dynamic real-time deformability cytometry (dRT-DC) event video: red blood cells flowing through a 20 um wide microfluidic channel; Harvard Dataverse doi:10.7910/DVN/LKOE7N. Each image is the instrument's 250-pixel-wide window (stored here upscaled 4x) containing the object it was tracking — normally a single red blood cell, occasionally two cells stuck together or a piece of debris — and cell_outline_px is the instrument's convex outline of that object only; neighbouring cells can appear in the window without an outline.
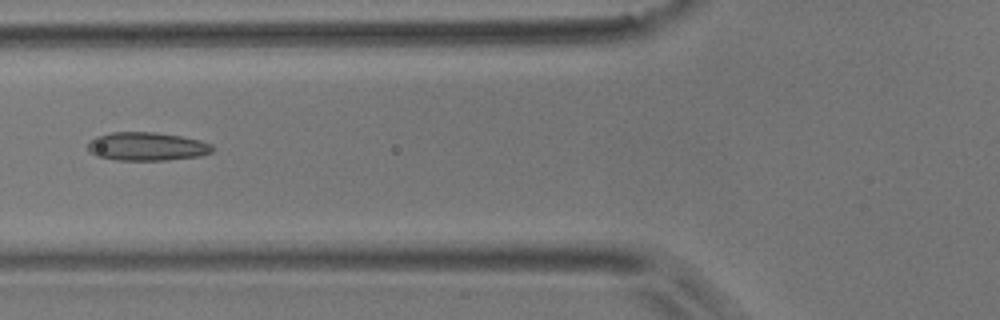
{"species": "common noctule bat (a hibernating species)", "species_latin": "Nyctalus noctula", "temperature_condition": "room temperature", "stored_images_in_passage": 8, "camera_frame_rate_fps": 3000, "um_per_image_px": 0.085, "animal": {"sex": "male", "body_mass_g": 17.9}, "frame": {"image": 1, "passage_image": 5, "time_ms": 5.667, "image_size_px": [1000, 320], "cell_outline_px": [[216, 148], [212, 152], [200, 156], [168, 160], [116, 160], [96, 156], [88, 152], [88, 144], [96, 136], [112, 132], [156, 132], [180, 136], [200, 140], [212, 144]], "centroid_in_image_um": [12.5, 12.45], "position_along_channel_um": 113.3, "area_um2": 20.81}}
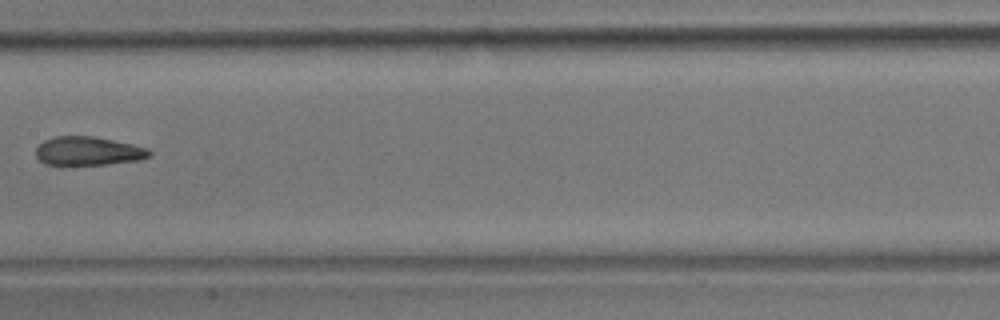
{"frame": {"image": 2, "passage_image": 7, "time_ms": 8.0, "image_size_px": [1000, 320], "cell_outline_px": [[152, 156], [140, 160], [108, 164], [44, 164], [36, 156], [36, 148], [44, 140], [56, 136], [92, 136], [132, 144], [148, 148], [152, 152]], "centroid_in_image_um": [7.53, 12.83], "position_along_channel_um": 199.9, "area_um2": 18.9}}
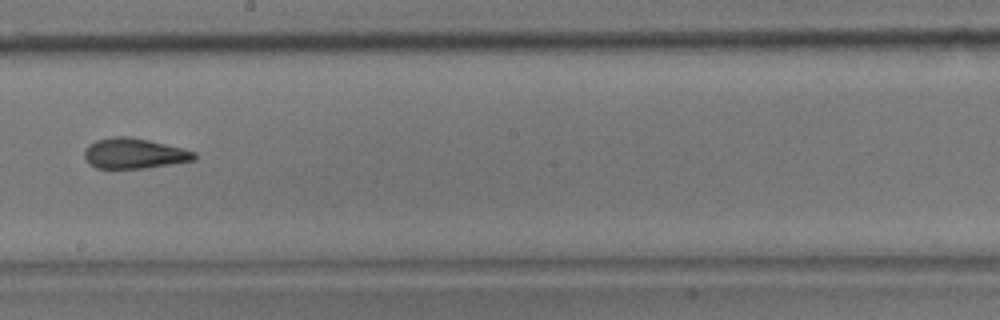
{"frame": {"image": 3, "passage_image": 8, "time_ms": 9.0, "image_size_px": [1000, 320], "cell_outline_px": [[196, 160], [148, 168], [96, 168], [88, 164], [84, 156], [84, 148], [88, 144], [96, 140], [112, 136], [128, 136], [148, 140], [184, 148], [196, 152]], "centroid_in_image_um": [11.39, 13.04], "position_along_channel_um": 236.8, "area_um2": 19.71}}